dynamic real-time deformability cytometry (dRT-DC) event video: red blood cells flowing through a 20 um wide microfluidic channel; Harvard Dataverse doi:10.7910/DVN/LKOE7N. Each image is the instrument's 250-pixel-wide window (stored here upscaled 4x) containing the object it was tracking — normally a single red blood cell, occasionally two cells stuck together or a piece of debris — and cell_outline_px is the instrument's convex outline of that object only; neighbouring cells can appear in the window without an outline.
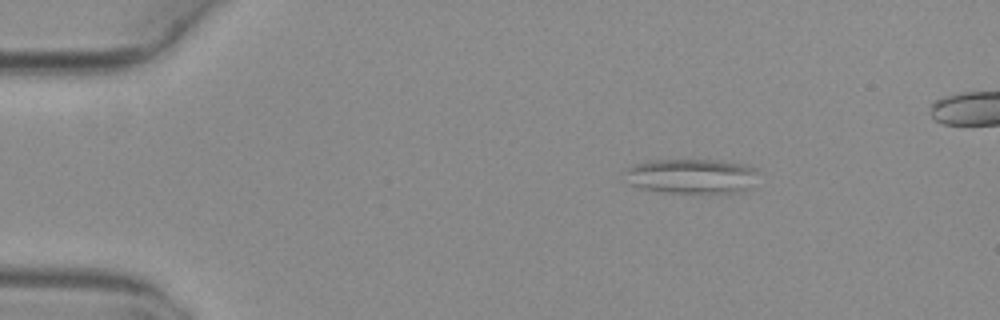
{"species": "common noctule bat (a hibernating species)", "species_latin": "Nyctalus noctula", "temperature_condition": "warm", "stored_images_in_passage": 8, "camera_frame_rate_fps": 3000, "um_per_image_px": 0.085, "animal": {"sex": "female", "body_mass_g": 29.2, "forearm_length_mm": 56.3}, "frame": {"image": 1, "passage_image": 1, "time_ms": 0.0, "image_size_px": [1000, 320], "cell_outline_px": [[760, 172], [752, 188], [744, 192], [668, 192], [640, 188], [628, 184], [628, 168], [636, 164], [648, 160], [716, 160], [740, 164], [756, 168]], "centroid_in_image_um": [58.87, 14.97], "position_along_channel_um": 26.1, "area_um2": 26.93}}